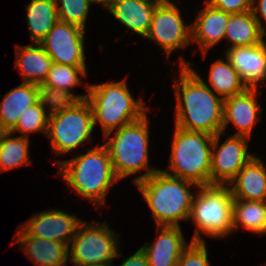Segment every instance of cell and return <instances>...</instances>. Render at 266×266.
Wrapping results in <instances>:
<instances>
[{"label":"cell","mask_w":266,"mask_h":266,"mask_svg":"<svg viewBox=\"0 0 266 266\" xmlns=\"http://www.w3.org/2000/svg\"><path fill=\"white\" fill-rule=\"evenodd\" d=\"M149 118L144 115L140 120L114 130V136L105 143L112 167L119 180L139 171L146 172L133 179V183L149 177L158 169L149 167Z\"/></svg>","instance_id":"cell-5"},{"label":"cell","mask_w":266,"mask_h":266,"mask_svg":"<svg viewBox=\"0 0 266 266\" xmlns=\"http://www.w3.org/2000/svg\"><path fill=\"white\" fill-rule=\"evenodd\" d=\"M85 30L75 24L58 21L39 43L53 63L86 66Z\"/></svg>","instance_id":"cell-12"},{"label":"cell","mask_w":266,"mask_h":266,"mask_svg":"<svg viewBox=\"0 0 266 266\" xmlns=\"http://www.w3.org/2000/svg\"><path fill=\"white\" fill-rule=\"evenodd\" d=\"M39 102L38 84L22 82L7 92L0 103V122L10 132L26 108Z\"/></svg>","instance_id":"cell-21"},{"label":"cell","mask_w":266,"mask_h":266,"mask_svg":"<svg viewBox=\"0 0 266 266\" xmlns=\"http://www.w3.org/2000/svg\"><path fill=\"white\" fill-rule=\"evenodd\" d=\"M156 230L155 241L141 247L149 266H177L182 252L189 246L181 227L157 226Z\"/></svg>","instance_id":"cell-16"},{"label":"cell","mask_w":266,"mask_h":266,"mask_svg":"<svg viewBox=\"0 0 266 266\" xmlns=\"http://www.w3.org/2000/svg\"><path fill=\"white\" fill-rule=\"evenodd\" d=\"M15 67L23 82L42 84L53 64L52 59L40 44L16 45Z\"/></svg>","instance_id":"cell-22"},{"label":"cell","mask_w":266,"mask_h":266,"mask_svg":"<svg viewBox=\"0 0 266 266\" xmlns=\"http://www.w3.org/2000/svg\"><path fill=\"white\" fill-rule=\"evenodd\" d=\"M180 80L174 81L175 126L215 136L222 131L224 99L214 93L190 63L180 58Z\"/></svg>","instance_id":"cell-1"},{"label":"cell","mask_w":266,"mask_h":266,"mask_svg":"<svg viewBox=\"0 0 266 266\" xmlns=\"http://www.w3.org/2000/svg\"><path fill=\"white\" fill-rule=\"evenodd\" d=\"M198 188L189 217L196 227L191 242H204L201 231L219 239L230 235L233 232V195L229 186L212 184Z\"/></svg>","instance_id":"cell-7"},{"label":"cell","mask_w":266,"mask_h":266,"mask_svg":"<svg viewBox=\"0 0 266 266\" xmlns=\"http://www.w3.org/2000/svg\"><path fill=\"white\" fill-rule=\"evenodd\" d=\"M258 88H247L244 92L224 99L222 132L231 122L237 128L234 135L251 137L253 127L260 121L263 110L257 103Z\"/></svg>","instance_id":"cell-14"},{"label":"cell","mask_w":266,"mask_h":266,"mask_svg":"<svg viewBox=\"0 0 266 266\" xmlns=\"http://www.w3.org/2000/svg\"><path fill=\"white\" fill-rule=\"evenodd\" d=\"M214 8L229 14L251 11L253 0H206Z\"/></svg>","instance_id":"cell-33"},{"label":"cell","mask_w":266,"mask_h":266,"mask_svg":"<svg viewBox=\"0 0 266 266\" xmlns=\"http://www.w3.org/2000/svg\"><path fill=\"white\" fill-rule=\"evenodd\" d=\"M265 36L252 11L229 14L225 33V38L231 43L228 48L259 44L265 40Z\"/></svg>","instance_id":"cell-23"},{"label":"cell","mask_w":266,"mask_h":266,"mask_svg":"<svg viewBox=\"0 0 266 266\" xmlns=\"http://www.w3.org/2000/svg\"><path fill=\"white\" fill-rule=\"evenodd\" d=\"M20 115L18 123L10 131L12 134L22 133L21 136L26 138H29V134L36 132L47 135L50 115L46 113L40 101L26 108V111Z\"/></svg>","instance_id":"cell-30"},{"label":"cell","mask_w":266,"mask_h":266,"mask_svg":"<svg viewBox=\"0 0 266 266\" xmlns=\"http://www.w3.org/2000/svg\"><path fill=\"white\" fill-rule=\"evenodd\" d=\"M224 54L248 88H258L266 80L265 40L252 46L228 48Z\"/></svg>","instance_id":"cell-15"},{"label":"cell","mask_w":266,"mask_h":266,"mask_svg":"<svg viewBox=\"0 0 266 266\" xmlns=\"http://www.w3.org/2000/svg\"><path fill=\"white\" fill-rule=\"evenodd\" d=\"M206 6L191 24V42L200 46L202 55L225 38L229 13L214 8L205 1Z\"/></svg>","instance_id":"cell-19"},{"label":"cell","mask_w":266,"mask_h":266,"mask_svg":"<svg viewBox=\"0 0 266 266\" xmlns=\"http://www.w3.org/2000/svg\"><path fill=\"white\" fill-rule=\"evenodd\" d=\"M25 7L31 39L39 44L59 21L56 0H31Z\"/></svg>","instance_id":"cell-24"},{"label":"cell","mask_w":266,"mask_h":266,"mask_svg":"<svg viewBox=\"0 0 266 266\" xmlns=\"http://www.w3.org/2000/svg\"><path fill=\"white\" fill-rule=\"evenodd\" d=\"M12 136L11 132H6L0 140V173L32 163L29 138Z\"/></svg>","instance_id":"cell-27"},{"label":"cell","mask_w":266,"mask_h":266,"mask_svg":"<svg viewBox=\"0 0 266 266\" xmlns=\"http://www.w3.org/2000/svg\"><path fill=\"white\" fill-rule=\"evenodd\" d=\"M118 236L107 221L99 224L83 220L69 244L70 261L75 266L112 264L115 258L122 257Z\"/></svg>","instance_id":"cell-8"},{"label":"cell","mask_w":266,"mask_h":266,"mask_svg":"<svg viewBox=\"0 0 266 266\" xmlns=\"http://www.w3.org/2000/svg\"><path fill=\"white\" fill-rule=\"evenodd\" d=\"M233 199L266 201V167L256 155L228 183Z\"/></svg>","instance_id":"cell-20"},{"label":"cell","mask_w":266,"mask_h":266,"mask_svg":"<svg viewBox=\"0 0 266 266\" xmlns=\"http://www.w3.org/2000/svg\"><path fill=\"white\" fill-rule=\"evenodd\" d=\"M222 134V131L217 133L213 139L210 185H228L243 166L255 156L248 152L249 137L232 135L219 145Z\"/></svg>","instance_id":"cell-11"},{"label":"cell","mask_w":266,"mask_h":266,"mask_svg":"<svg viewBox=\"0 0 266 266\" xmlns=\"http://www.w3.org/2000/svg\"><path fill=\"white\" fill-rule=\"evenodd\" d=\"M208 79L209 84L206 85H210L209 88H213L214 93L223 99L240 94L248 88L226 57L225 61L218 59L212 63Z\"/></svg>","instance_id":"cell-25"},{"label":"cell","mask_w":266,"mask_h":266,"mask_svg":"<svg viewBox=\"0 0 266 266\" xmlns=\"http://www.w3.org/2000/svg\"><path fill=\"white\" fill-rule=\"evenodd\" d=\"M152 211L157 226L180 227L179 221L189 220L195 183L157 170L134 184Z\"/></svg>","instance_id":"cell-3"},{"label":"cell","mask_w":266,"mask_h":266,"mask_svg":"<svg viewBox=\"0 0 266 266\" xmlns=\"http://www.w3.org/2000/svg\"><path fill=\"white\" fill-rule=\"evenodd\" d=\"M168 170L163 172L195 183L210 185L211 152L214 136L186 131L175 126ZM171 171V172H170Z\"/></svg>","instance_id":"cell-6"},{"label":"cell","mask_w":266,"mask_h":266,"mask_svg":"<svg viewBox=\"0 0 266 266\" xmlns=\"http://www.w3.org/2000/svg\"><path fill=\"white\" fill-rule=\"evenodd\" d=\"M93 112L89 102L81 100L73 108L49 116L47 137L52 153L67 154L84 145L94 131Z\"/></svg>","instance_id":"cell-9"},{"label":"cell","mask_w":266,"mask_h":266,"mask_svg":"<svg viewBox=\"0 0 266 266\" xmlns=\"http://www.w3.org/2000/svg\"><path fill=\"white\" fill-rule=\"evenodd\" d=\"M38 88L39 101L44 109H46V107L48 109L50 108L48 112L49 115L73 108L78 102L87 98V94L75 95L74 91L68 92L65 90L46 87L42 84H38Z\"/></svg>","instance_id":"cell-29"},{"label":"cell","mask_w":266,"mask_h":266,"mask_svg":"<svg viewBox=\"0 0 266 266\" xmlns=\"http://www.w3.org/2000/svg\"><path fill=\"white\" fill-rule=\"evenodd\" d=\"M14 243H20L30 261L36 266H67L69 245L50 239L29 236L20 226Z\"/></svg>","instance_id":"cell-17"},{"label":"cell","mask_w":266,"mask_h":266,"mask_svg":"<svg viewBox=\"0 0 266 266\" xmlns=\"http://www.w3.org/2000/svg\"><path fill=\"white\" fill-rule=\"evenodd\" d=\"M113 266V264H111ZM120 266H149L146 254L140 248L133 255L128 257Z\"/></svg>","instance_id":"cell-35"},{"label":"cell","mask_w":266,"mask_h":266,"mask_svg":"<svg viewBox=\"0 0 266 266\" xmlns=\"http://www.w3.org/2000/svg\"><path fill=\"white\" fill-rule=\"evenodd\" d=\"M177 266H210L208 251L204 242H190L182 252Z\"/></svg>","instance_id":"cell-32"},{"label":"cell","mask_w":266,"mask_h":266,"mask_svg":"<svg viewBox=\"0 0 266 266\" xmlns=\"http://www.w3.org/2000/svg\"><path fill=\"white\" fill-rule=\"evenodd\" d=\"M85 266H111V264H103V265H85Z\"/></svg>","instance_id":"cell-38"},{"label":"cell","mask_w":266,"mask_h":266,"mask_svg":"<svg viewBox=\"0 0 266 266\" xmlns=\"http://www.w3.org/2000/svg\"><path fill=\"white\" fill-rule=\"evenodd\" d=\"M96 3L103 5L104 7L110 0H94Z\"/></svg>","instance_id":"cell-36"},{"label":"cell","mask_w":266,"mask_h":266,"mask_svg":"<svg viewBox=\"0 0 266 266\" xmlns=\"http://www.w3.org/2000/svg\"><path fill=\"white\" fill-rule=\"evenodd\" d=\"M83 220L63 210L41 211L19 225L29 236L70 244Z\"/></svg>","instance_id":"cell-13"},{"label":"cell","mask_w":266,"mask_h":266,"mask_svg":"<svg viewBox=\"0 0 266 266\" xmlns=\"http://www.w3.org/2000/svg\"><path fill=\"white\" fill-rule=\"evenodd\" d=\"M126 80L86 85V100L93 112L94 126L100 123L103 137H109L114 130L147 114L149 107L145 106L142 98L134 100Z\"/></svg>","instance_id":"cell-4"},{"label":"cell","mask_w":266,"mask_h":266,"mask_svg":"<svg viewBox=\"0 0 266 266\" xmlns=\"http://www.w3.org/2000/svg\"><path fill=\"white\" fill-rule=\"evenodd\" d=\"M58 163L61 178L81 198L105 205L109 188L120 180L116 177L109 151L105 144L91 148L85 154L68 160H54Z\"/></svg>","instance_id":"cell-2"},{"label":"cell","mask_w":266,"mask_h":266,"mask_svg":"<svg viewBox=\"0 0 266 266\" xmlns=\"http://www.w3.org/2000/svg\"><path fill=\"white\" fill-rule=\"evenodd\" d=\"M160 0H110L104 7L122 25L144 38Z\"/></svg>","instance_id":"cell-18"},{"label":"cell","mask_w":266,"mask_h":266,"mask_svg":"<svg viewBox=\"0 0 266 266\" xmlns=\"http://www.w3.org/2000/svg\"><path fill=\"white\" fill-rule=\"evenodd\" d=\"M191 24H185L175 3L160 1L154 11L150 29L145 38L154 41L164 51L167 60L178 48H185L191 42Z\"/></svg>","instance_id":"cell-10"},{"label":"cell","mask_w":266,"mask_h":266,"mask_svg":"<svg viewBox=\"0 0 266 266\" xmlns=\"http://www.w3.org/2000/svg\"><path fill=\"white\" fill-rule=\"evenodd\" d=\"M252 2V14L257 20L261 31L266 35V27L264 26L265 24H263L264 22L266 23V0H253ZM261 19L264 20V22H261Z\"/></svg>","instance_id":"cell-34"},{"label":"cell","mask_w":266,"mask_h":266,"mask_svg":"<svg viewBox=\"0 0 266 266\" xmlns=\"http://www.w3.org/2000/svg\"><path fill=\"white\" fill-rule=\"evenodd\" d=\"M7 131L2 127L1 122H0V140L3 137V135L6 133Z\"/></svg>","instance_id":"cell-37"},{"label":"cell","mask_w":266,"mask_h":266,"mask_svg":"<svg viewBox=\"0 0 266 266\" xmlns=\"http://www.w3.org/2000/svg\"><path fill=\"white\" fill-rule=\"evenodd\" d=\"M79 75L87 76L86 66H68L53 63L42 85L71 92L70 90H73L75 86L83 83Z\"/></svg>","instance_id":"cell-28"},{"label":"cell","mask_w":266,"mask_h":266,"mask_svg":"<svg viewBox=\"0 0 266 266\" xmlns=\"http://www.w3.org/2000/svg\"><path fill=\"white\" fill-rule=\"evenodd\" d=\"M233 232L243 227L252 233L266 234V201L233 199Z\"/></svg>","instance_id":"cell-26"},{"label":"cell","mask_w":266,"mask_h":266,"mask_svg":"<svg viewBox=\"0 0 266 266\" xmlns=\"http://www.w3.org/2000/svg\"><path fill=\"white\" fill-rule=\"evenodd\" d=\"M92 3L96 2L94 0H56L59 21L75 24L85 30Z\"/></svg>","instance_id":"cell-31"}]
</instances>
